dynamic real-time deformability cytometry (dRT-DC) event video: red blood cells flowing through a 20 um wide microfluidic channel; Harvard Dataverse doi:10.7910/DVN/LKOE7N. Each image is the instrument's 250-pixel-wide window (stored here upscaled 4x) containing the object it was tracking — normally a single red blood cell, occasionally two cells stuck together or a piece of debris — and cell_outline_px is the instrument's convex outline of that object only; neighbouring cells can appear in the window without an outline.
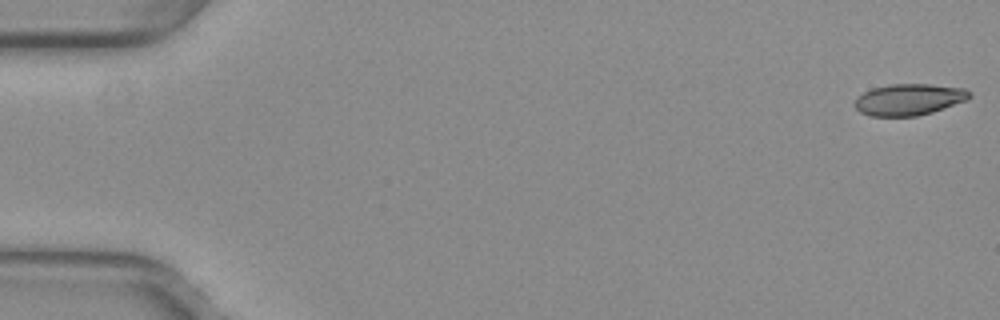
{"species": "common noctule bat (a hibernating species)", "species_latin": "Nyctalus noctula", "temperature_condition": "warm", "stored_images_in_passage": 53, "camera_frame_rate_fps": 3000, "um_per_image_px": 0.085, "animal": {"sex": "female", "body_mass_g": 29.2, "forearm_length_mm": 56.3}, "frame": {"image": 1, "passage_image": 1, "time_ms": 0.0, "image_size_px": [1000, 320], "cell_outline_px": [[972, 96], [968, 100], [932, 112], [916, 116], [868, 116], [860, 112], [852, 104], [856, 96], [872, 88], [888, 84], [928, 84], [964, 88], [972, 92]], "centroid_in_image_um": [77.24, 8.46], "position_along_channel_um": 7.8, "area_um2": 21.33}}
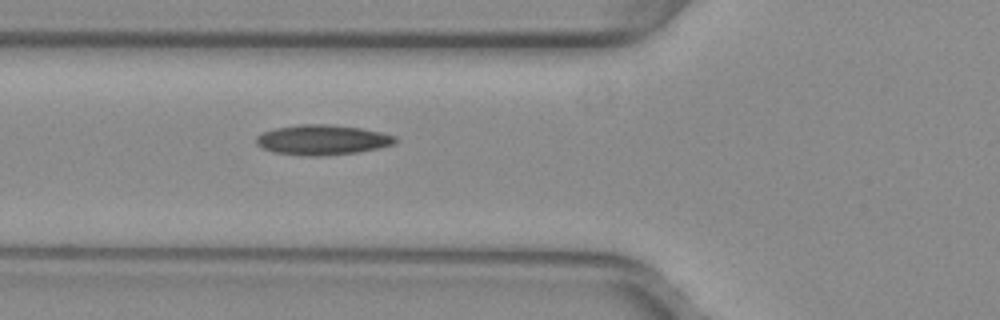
{"frame": {"image": 2, "passage_image": 20, "time_ms": 6.333, "image_size_px": [1000, 320], "cell_outline_px": [[396, 140], [392, 144], [376, 148], [356, 152], [320, 156], [300, 156], [272, 152], [256, 144], [256, 136], [264, 132], [276, 128], [300, 124], [328, 124], [360, 128], [380, 132], [396, 136]], "centroid_in_image_um": [27.35, 11.89], "position_along_channel_um": 98.5, "area_um2": 24.16}}
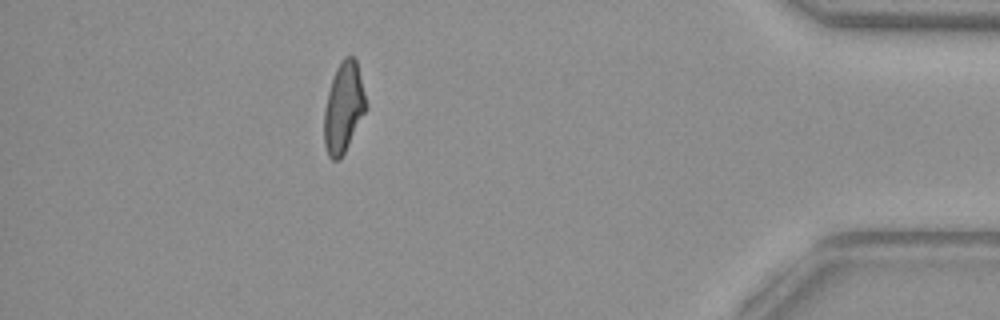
{"frame": {"image": 3, "passage_image": 47, "time_ms": 15.333, "image_size_px": [1000, 320], "cell_outline_px": [[364, 112], [340, 160], [332, 160], [328, 156], [324, 144], [324, 108], [328, 92], [336, 68], [344, 56], [352, 56], [356, 60], [364, 92]], "centroid_in_image_um": [29.15, 9.15], "position_along_channel_um": 406.0, "area_um2": 21.33}, "authors_computed_cell_mechanics": {"area_um2": 22.253, "velocity_mm_per_s": 3.9695, "shape_relaxation_time_tau1_ms": null, "shape_relaxation_time_tau2_ms": 2.1551, "deformation_change_tau1": null, "deformation_change_tau2": 0.0929}}